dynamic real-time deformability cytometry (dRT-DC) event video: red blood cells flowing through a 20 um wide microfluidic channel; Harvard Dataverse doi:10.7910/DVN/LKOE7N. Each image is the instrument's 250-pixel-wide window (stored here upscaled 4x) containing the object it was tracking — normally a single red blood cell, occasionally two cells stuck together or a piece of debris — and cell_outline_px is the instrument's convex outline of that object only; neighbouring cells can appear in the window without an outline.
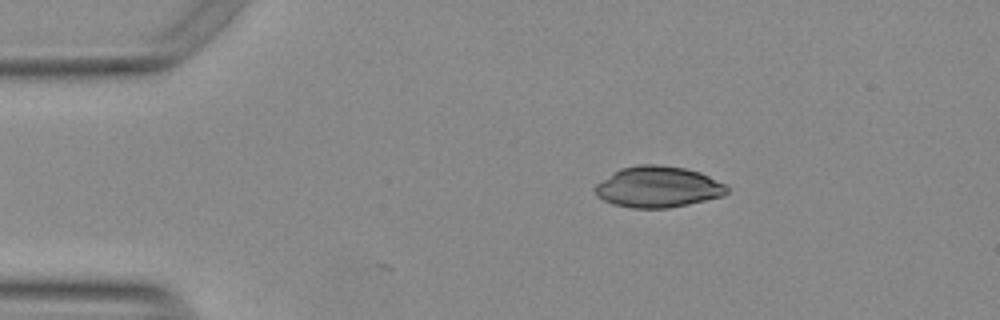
{"species": "Egyptian fruit bat (a non-hibernating species)", "species_latin": "Rousettus aegyptiacus", "temperature_condition": "warm", "stored_images_in_passage": 3, "camera_frame_rate_fps": 3000, "um_per_image_px": 0.085, "animal": {"sex": "female"}, "frame": {"image": 1, "passage_image": 1, "time_ms": 0.0, "image_size_px": [1000, 320], "cell_outline_px": [[728, 192], [720, 196], [688, 204], [668, 208], [632, 208], [612, 204], [596, 196], [596, 184], [620, 168], [640, 164], [656, 164], [684, 168], [700, 172], [724, 184], [728, 188]], "centroid_in_image_um": [55.9, 15.89], "position_along_channel_um": 29.1, "area_um2": 31.27}}